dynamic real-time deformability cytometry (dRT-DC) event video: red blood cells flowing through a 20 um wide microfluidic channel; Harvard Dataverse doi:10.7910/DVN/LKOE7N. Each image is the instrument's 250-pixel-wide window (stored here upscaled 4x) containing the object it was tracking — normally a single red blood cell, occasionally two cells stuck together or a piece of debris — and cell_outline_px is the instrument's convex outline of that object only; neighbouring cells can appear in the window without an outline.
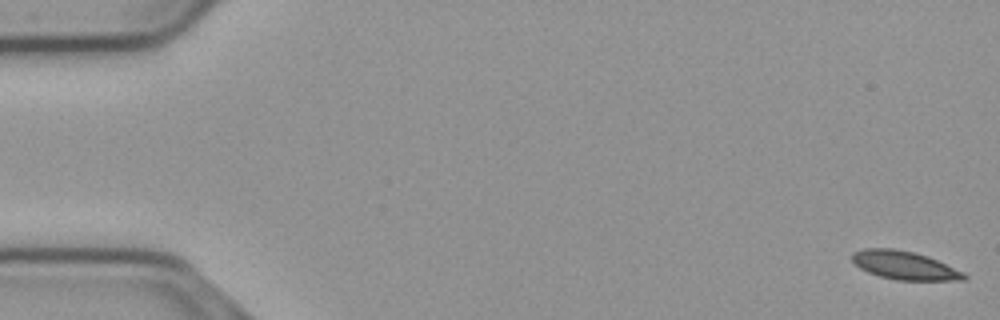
{"species": "common noctule bat (a hibernating species)", "species_latin": "Nyctalus noctula", "temperature_condition": "cold", "stored_images_in_passage": 56, "camera_frame_rate_fps": 3000, "um_per_image_px": 0.085, "animal": {"sex": "male", "body_mass_g": 23.1, "forearm_length_mm": 52.7}, "frame": {"image": 1, "passage_image": 1, "time_ms": 0.0, "image_size_px": [1000, 320], "cell_outline_px": [[968, 280], [896, 280], [880, 276], [868, 272], [860, 268], [852, 260], [852, 252], [864, 248], [892, 248], [912, 252], [928, 256], [964, 272], [968, 276]], "centroid_in_image_um": [76.89, 22.55], "position_along_channel_um": 8.1, "area_um2": 18.5}}
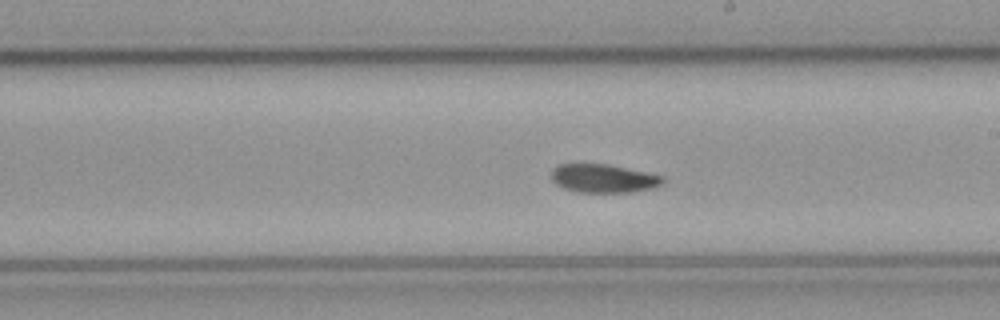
{"frame": {"image": 2, "passage_image": 32, "time_ms": 10.333, "image_size_px": [1000, 320], "cell_outline_px": [[664, 184], [652, 188], [632, 192], [580, 192], [564, 188], [556, 184], [552, 180], [552, 168], [556, 164], [608, 164], [664, 176]], "centroid_in_image_um": [51.3, 15.16], "position_along_channel_um": 237.7, "area_um2": 18.5}}
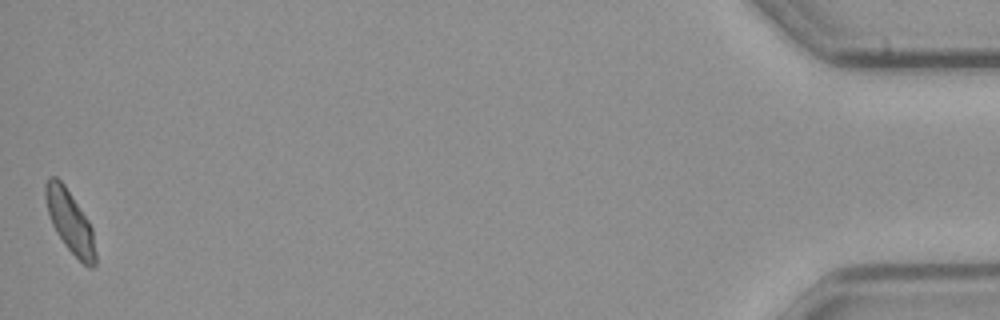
{"frame": {"image": 3, "passage_image": 56, "time_ms": 18.333, "image_size_px": [1000, 320], "cell_outline_px": [[96, 264], [92, 268], [88, 268], [64, 244], [56, 232], [52, 224], [48, 212], [44, 196], [44, 184], [48, 176], [56, 176], [64, 184], [88, 220], [92, 228], [96, 252]], "centroid_in_image_um": [5.94, 18.82], "position_along_channel_um": 429.3, "area_um2": 18.15}}